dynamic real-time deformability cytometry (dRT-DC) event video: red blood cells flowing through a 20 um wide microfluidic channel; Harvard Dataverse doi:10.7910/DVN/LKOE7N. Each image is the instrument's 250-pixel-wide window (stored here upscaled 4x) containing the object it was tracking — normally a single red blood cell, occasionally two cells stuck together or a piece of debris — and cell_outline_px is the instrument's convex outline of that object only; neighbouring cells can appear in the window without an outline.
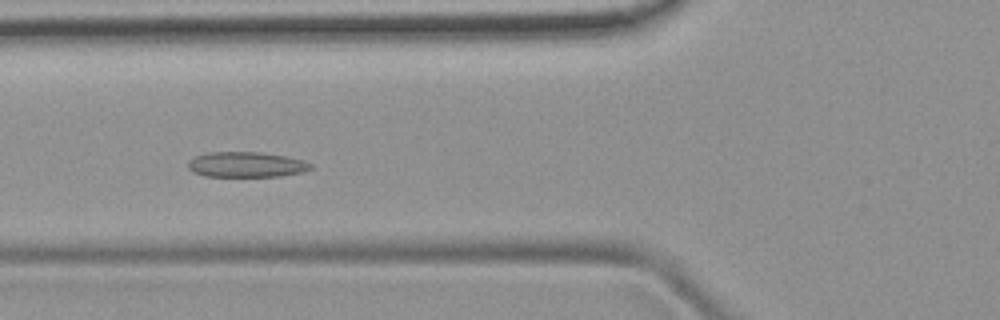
{"species": "common noctule bat (a hibernating species)", "species_latin": "Nyctalus noctula", "temperature_condition": "room temperature", "stored_images_in_passage": 51, "camera_frame_rate_fps": 3000, "um_per_image_px": 0.085, "animal": {"sex": "female", "body_mass_g": 19.9}, "frame": {"image": 1, "passage_image": 19, "time_ms": 6.0, "image_size_px": [1000, 320], "cell_outline_px": [[312, 168], [300, 172], [280, 176], [204, 176], [192, 172], [188, 168], [188, 160], [196, 156], [208, 152], [260, 152], [288, 156], [304, 160], [312, 164]], "centroid_in_image_um": [20.92, 13.98], "position_along_channel_um": 104.9, "area_um2": 18.15}}
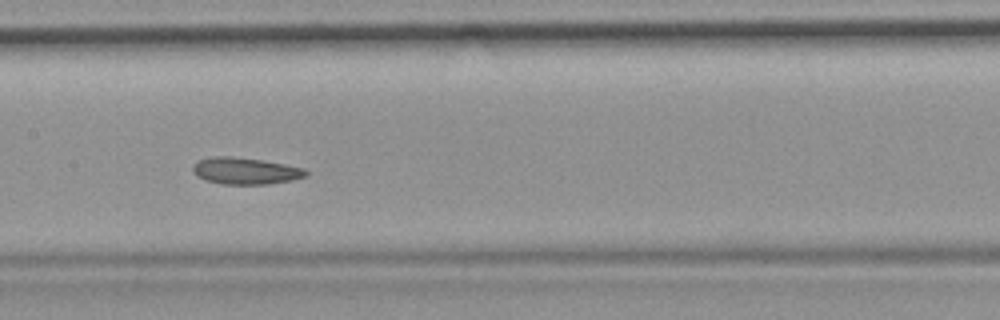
{"frame": {"image": 2, "passage_image": 25, "time_ms": 8.0, "image_size_px": [1000, 320], "cell_outline_px": [[308, 176], [292, 180], [268, 184], [220, 184], [204, 180], [196, 176], [192, 172], [192, 164], [196, 160], [212, 156], [232, 156], [260, 160], [284, 164], [304, 168], [308, 172]], "centroid_in_image_um": [20.8, 14.53], "position_along_channel_um": 186.6, "area_um2": 17.86}}
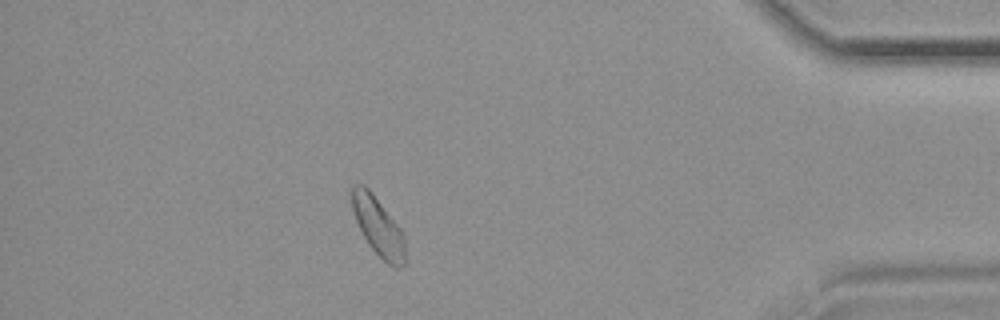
{"frame": {"image": 3, "passage_image": 44, "time_ms": 14.333, "image_size_px": [1000, 320], "cell_outline_px": [[404, 264], [400, 268], [396, 268], [388, 264], [368, 244], [356, 220], [352, 208], [352, 184], [364, 184], [372, 192], [400, 228], [404, 236]], "centroid_in_image_um": [32.14, 19.23], "position_along_channel_um": 403.1, "area_um2": 17.8}}